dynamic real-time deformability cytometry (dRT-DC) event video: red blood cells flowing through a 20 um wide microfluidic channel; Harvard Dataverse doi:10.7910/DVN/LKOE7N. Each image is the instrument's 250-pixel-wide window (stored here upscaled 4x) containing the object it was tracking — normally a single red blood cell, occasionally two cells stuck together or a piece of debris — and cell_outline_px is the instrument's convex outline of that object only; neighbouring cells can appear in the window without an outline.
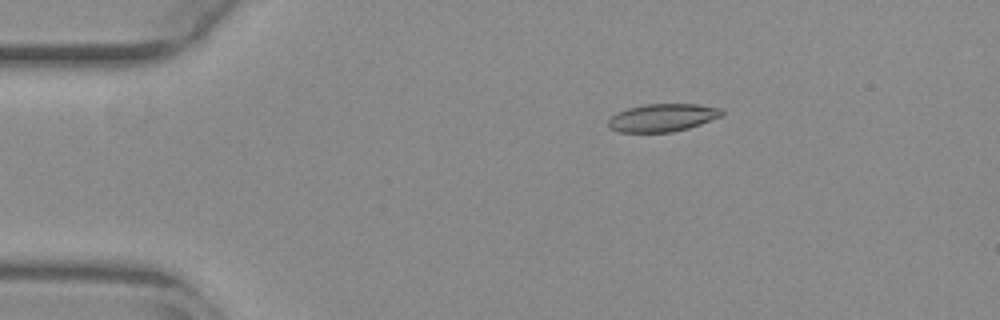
{"species": "common noctule bat (a hibernating species)", "species_latin": "Nyctalus noctula", "temperature_condition": "warm", "stored_images_in_passage": 45, "camera_frame_rate_fps": 3000, "um_per_image_px": 0.085, "animal": {"sex": "female", "body_mass_g": 29.2, "forearm_length_mm": 56.3}, "frame": {"image": 1, "passage_image": 1, "time_ms": 0.0, "image_size_px": [1000, 320], "cell_outline_px": [[724, 112], [720, 116], [700, 124], [688, 128], [672, 132], [620, 132], [608, 128], [608, 120], [616, 112], [628, 108], [644, 104], [696, 104], [720, 108]], "centroid_in_image_um": [56.27, 10.0], "position_along_channel_um": 28.7, "area_um2": 18.32}}
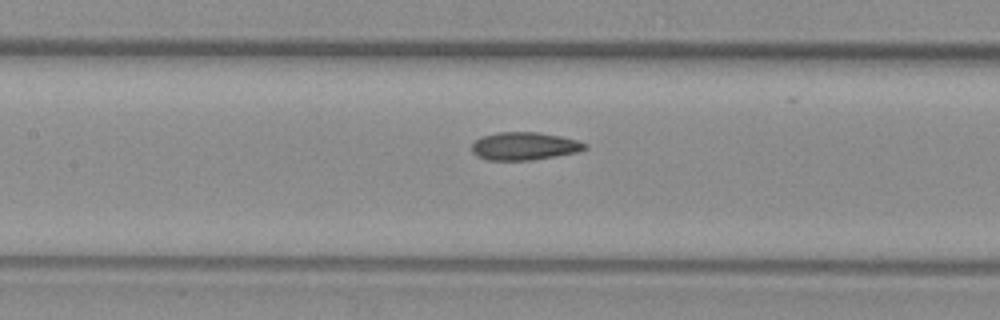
{"frame": {"image": 2, "passage_image": 16, "time_ms": 5.0, "image_size_px": [1000, 320], "cell_outline_px": [[588, 148], [576, 152], [532, 160], [488, 160], [476, 156], [472, 152], [472, 144], [476, 140], [484, 136], [496, 132], [540, 132], [560, 136], [576, 140], [588, 144]], "centroid_in_image_um": [44.56, 12.42], "position_along_channel_um": 162.8, "area_um2": 18.32}}
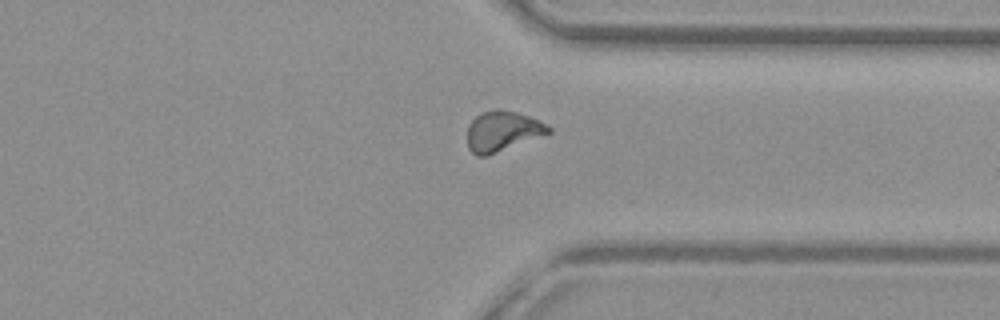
{"frame": {"image": 3, "passage_image": 32, "time_ms": 10.333, "image_size_px": [1000, 320], "cell_outline_px": [[552, 132], [484, 156], [476, 156], [468, 148], [468, 124], [480, 112], [496, 108], [500, 108], [516, 112], [528, 116], [552, 128]], "centroid_in_image_um": [42.67, 11.12], "position_along_channel_um": 368.7, "area_um2": 18.73}, "authors_computed_cell_mechanics": {"area_um2": 18.6116, "velocity_mm_per_s": 3.885, "shape_relaxation_time_tau1_ms": null, "shape_relaxation_time_tau2_ms": 1.9881, "deformation_change_tau1": null, "deformation_change_tau2": 0.0862}}